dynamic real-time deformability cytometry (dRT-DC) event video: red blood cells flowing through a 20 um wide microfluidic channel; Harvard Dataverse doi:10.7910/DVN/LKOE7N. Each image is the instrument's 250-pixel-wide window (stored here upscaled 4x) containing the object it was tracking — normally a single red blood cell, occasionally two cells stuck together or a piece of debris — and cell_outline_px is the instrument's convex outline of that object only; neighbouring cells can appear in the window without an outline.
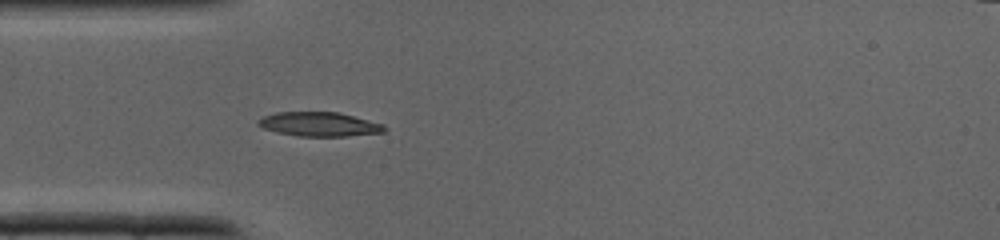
{"species": "common noctule bat (a hibernating species)", "species_latin": "Nyctalus noctula", "temperature_condition": "cold", "stored_images_in_passage": 28, "camera_frame_rate_fps": 3000, "um_per_image_px": 0.085, "animal": {"sex": "male", "body_mass_g": 19.0, "forearm_length_mm": 50.8}, "frame": {"image": 1, "passage_image": 1, "time_ms": 0.0, "image_size_px": [1000, 240], "cell_outline_px": [[388, 128], [384, 132], [348, 136], [296, 136], [276, 132], [264, 128], [256, 124], [256, 120], [264, 116], [276, 112], [336, 112], [384, 124]], "centroid_in_image_um": [27.12, 10.56], "position_along_channel_um": 57.9, "area_um2": 17.8}}
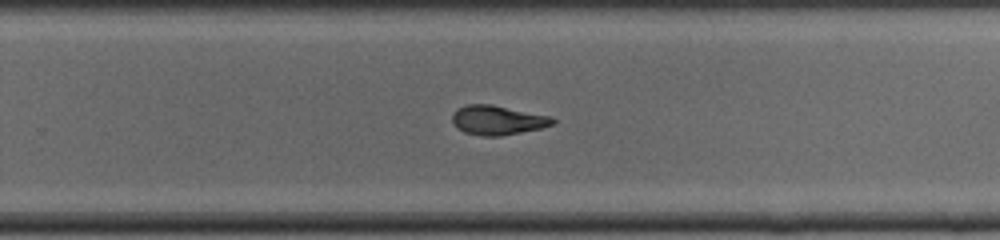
{"frame": {"image": 2, "passage_image": 14, "time_ms": 4.333, "image_size_px": [1000, 240], "cell_outline_px": [[556, 124], [540, 128], [500, 136], [484, 136], [464, 132], [456, 128], [452, 120], [452, 116], [456, 108], [468, 104], [492, 104], [552, 116], [556, 120]], "centroid_in_image_um": [42.31, 10.2], "position_along_channel_um": 287.5, "area_um2": 17.34}}
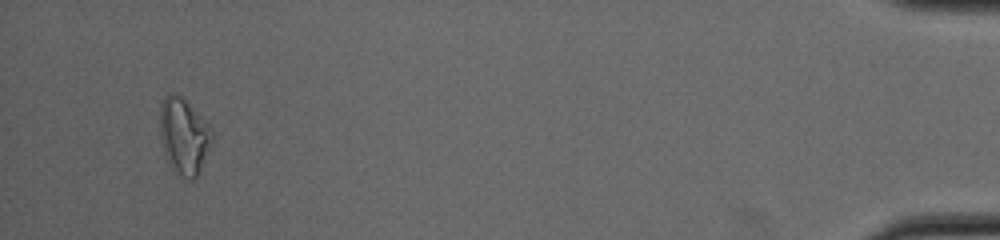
{"frame": {"image": 3, "passage_image": 26, "time_ms": 8.333, "image_size_px": [1000, 240], "cell_outline_px": [[212, 140], [200, 172], [192, 180], [180, 176], [168, 164], [160, 140], [160, 104], [164, 96], [168, 92], [172, 92], [180, 96], [208, 124], [212, 132]], "centroid_in_image_um": [15.59, 11.58], "position_along_channel_um": 419.6, "area_um2": 23.0}}